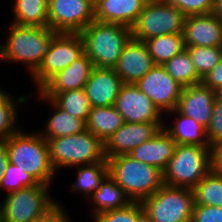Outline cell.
<instances>
[{"mask_svg": "<svg viewBox=\"0 0 222 222\" xmlns=\"http://www.w3.org/2000/svg\"><path fill=\"white\" fill-rule=\"evenodd\" d=\"M171 115L176 114L179 117L170 126H163V129L172 137L177 144L199 145L210 147L206 129L197 123L194 119L181 114L177 109L167 112Z\"/></svg>", "mask_w": 222, "mask_h": 222, "instance_id": "cell-23", "label": "cell"}, {"mask_svg": "<svg viewBox=\"0 0 222 222\" xmlns=\"http://www.w3.org/2000/svg\"><path fill=\"white\" fill-rule=\"evenodd\" d=\"M194 205L222 208V174L212 170L192 189Z\"/></svg>", "mask_w": 222, "mask_h": 222, "instance_id": "cell-31", "label": "cell"}, {"mask_svg": "<svg viewBox=\"0 0 222 222\" xmlns=\"http://www.w3.org/2000/svg\"><path fill=\"white\" fill-rule=\"evenodd\" d=\"M164 123L124 122L105 143V158L129 154L134 148L153 138L163 128Z\"/></svg>", "mask_w": 222, "mask_h": 222, "instance_id": "cell-14", "label": "cell"}, {"mask_svg": "<svg viewBox=\"0 0 222 222\" xmlns=\"http://www.w3.org/2000/svg\"><path fill=\"white\" fill-rule=\"evenodd\" d=\"M89 199L93 201L94 208L91 214L93 219L102 213L123 208L132 202L110 174L105 177Z\"/></svg>", "mask_w": 222, "mask_h": 222, "instance_id": "cell-22", "label": "cell"}, {"mask_svg": "<svg viewBox=\"0 0 222 222\" xmlns=\"http://www.w3.org/2000/svg\"><path fill=\"white\" fill-rule=\"evenodd\" d=\"M50 163L55 170L107 161L104 143L87 129L82 133L47 140Z\"/></svg>", "mask_w": 222, "mask_h": 222, "instance_id": "cell-5", "label": "cell"}, {"mask_svg": "<svg viewBox=\"0 0 222 222\" xmlns=\"http://www.w3.org/2000/svg\"><path fill=\"white\" fill-rule=\"evenodd\" d=\"M176 145L177 143L162 128L153 138L134 148L129 155L156 167L163 173L175 152Z\"/></svg>", "mask_w": 222, "mask_h": 222, "instance_id": "cell-20", "label": "cell"}, {"mask_svg": "<svg viewBox=\"0 0 222 222\" xmlns=\"http://www.w3.org/2000/svg\"><path fill=\"white\" fill-rule=\"evenodd\" d=\"M93 5H96L100 0H89Z\"/></svg>", "mask_w": 222, "mask_h": 222, "instance_id": "cell-45", "label": "cell"}, {"mask_svg": "<svg viewBox=\"0 0 222 222\" xmlns=\"http://www.w3.org/2000/svg\"><path fill=\"white\" fill-rule=\"evenodd\" d=\"M13 24L20 26H48L49 0H13Z\"/></svg>", "mask_w": 222, "mask_h": 222, "instance_id": "cell-26", "label": "cell"}, {"mask_svg": "<svg viewBox=\"0 0 222 222\" xmlns=\"http://www.w3.org/2000/svg\"><path fill=\"white\" fill-rule=\"evenodd\" d=\"M183 35L185 47H222V20L213 13L187 16Z\"/></svg>", "mask_w": 222, "mask_h": 222, "instance_id": "cell-15", "label": "cell"}, {"mask_svg": "<svg viewBox=\"0 0 222 222\" xmlns=\"http://www.w3.org/2000/svg\"><path fill=\"white\" fill-rule=\"evenodd\" d=\"M192 63L203 79L222 60V47H185Z\"/></svg>", "mask_w": 222, "mask_h": 222, "instance_id": "cell-33", "label": "cell"}, {"mask_svg": "<svg viewBox=\"0 0 222 222\" xmlns=\"http://www.w3.org/2000/svg\"><path fill=\"white\" fill-rule=\"evenodd\" d=\"M201 83L212 90L222 85V60L202 79Z\"/></svg>", "mask_w": 222, "mask_h": 222, "instance_id": "cell-40", "label": "cell"}, {"mask_svg": "<svg viewBox=\"0 0 222 222\" xmlns=\"http://www.w3.org/2000/svg\"><path fill=\"white\" fill-rule=\"evenodd\" d=\"M124 122L129 123H164L162 113L149 97L134 84H123L114 105Z\"/></svg>", "mask_w": 222, "mask_h": 222, "instance_id": "cell-13", "label": "cell"}, {"mask_svg": "<svg viewBox=\"0 0 222 222\" xmlns=\"http://www.w3.org/2000/svg\"><path fill=\"white\" fill-rule=\"evenodd\" d=\"M155 65H163L185 50L183 34H168L144 41Z\"/></svg>", "mask_w": 222, "mask_h": 222, "instance_id": "cell-28", "label": "cell"}, {"mask_svg": "<svg viewBox=\"0 0 222 222\" xmlns=\"http://www.w3.org/2000/svg\"><path fill=\"white\" fill-rule=\"evenodd\" d=\"M147 0H100L94 5L96 21L132 28Z\"/></svg>", "mask_w": 222, "mask_h": 222, "instance_id": "cell-21", "label": "cell"}, {"mask_svg": "<svg viewBox=\"0 0 222 222\" xmlns=\"http://www.w3.org/2000/svg\"><path fill=\"white\" fill-rule=\"evenodd\" d=\"M93 222H148L141 202H131L127 206L110 210L96 216Z\"/></svg>", "mask_w": 222, "mask_h": 222, "instance_id": "cell-34", "label": "cell"}, {"mask_svg": "<svg viewBox=\"0 0 222 222\" xmlns=\"http://www.w3.org/2000/svg\"><path fill=\"white\" fill-rule=\"evenodd\" d=\"M191 222H222V208L194 205Z\"/></svg>", "mask_w": 222, "mask_h": 222, "instance_id": "cell-38", "label": "cell"}, {"mask_svg": "<svg viewBox=\"0 0 222 222\" xmlns=\"http://www.w3.org/2000/svg\"><path fill=\"white\" fill-rule=\"evenodd\" d=\"M124 124L115 106L92 107L86 121V129L105 143Z\"/></svg>", "mask_w": 222, "mask_h": 222, "instance_id": "cell-25", "label": "cell"}, {"mask_svg": "<svg viewBox=\"0 0 222 222\" xmlns=\"http://www.w3.org/2000/svg\"><path fill=\"white\" fill-rule=\"evenodd\" d=\"M186 16L165 0H147L131 28L132 38L146 41L168 34H183Z\"/></svg>", "mask_w": 222, "mask_h": 222, "instance_id": "cell-8", "label": "cell"}, {"mask_svg": "<svg viewBox=\"0 0 222 222\" xmlns=\"http://www.w3.org/2000/svg\"><path fill=\"white\" fill-rule=\"evenodd\" d=\"M50 100L61 110L85 123L92 108L84 88L56 93Z\"/></svg>", "mask_w": 222, "mask_h": 222, "instance_id": "cell-29", "label": "cell"}, {"mask_svg": "<svg viewBox=\"0 0 222 222\" xmlns=\"http://www.w3.org/2000/svg\"><path fill=\"white\" fill-rule=\"evenodd\" d=\"M216 100L222 101V85L215 89Z\"/></svg>", "mask_w": 222, "mask_h": 222, "instance_id": "cell-44", "label": "cell"}, {"mask_svg": "<svg viewBox=\"0 0 222 222\" xmlns=\"http://www.w3.org/2000/svg\"><path fill=\"white\" fill-rule=\"evenodd\" d=\"M210 147L222 140V101H214L211 121L206 129Z\"/></svg>", "mask_w": 222, "mask_h": 222, "instance_id": "cell-37", "label": "cell"}, {"mask_svg": "<svg viewBox=\"0 0 222 222\" xmlns=\"http://www.w3.org/2000/svg\"><path fill=\"white\" fill-rule=\"evenodd\" d=\"M109 174L132 202H142L163 185V173L129 154L107 159Z\"/></svg>", "mask_w": 222, "mask_h": 222, "instance_id": "cell-4", "label": "cell"}, {"mask_svg": "<svg viewBox=\"0 0 222 222\" xmlns=\"http://www.w3.org/2000/svg\"><path fill=\"white\" fill-rule=\"evenodd\" d=\"M175 6L186 17L212 13L215 0H165Z\"/></svg>", "mask_w": 222, "mask_h": 222, "instance_id": "cell-36", "label": "cell"}, {"mask_svg": "<svg viewBox=\"0 0 222 222\" xmlns=\"http://www.w3.org/2000/svg\"><path fill=\"white\" fill-rule=\"evenodd\" d=\"M134 85L149 97L164 115L177 108L183 90V87L166 72L162 65H155Z\"/></svg>", "mask_w": 222, "mask_h": 222, "instance_id": "cell-12", "label": "cell"}, {"mask_svg": "<svg viewBox=\"0 0 222 222\" xmlns=\"http://www.w3.org/2000/svg\"><path fill=\"white\" fill-rule=\"evenodd\" d=\"M141 204L148 222H191L194 194L191 189L163 184Z\"/></svg>", "mask_w": 222, "mask_h": 222, "instance_id": "cell-7", "label": "cell"}, {"mask_svg": "<svg viewBox=\"0 0 222 222\" xmlns=\"http://www.w3.org/2000/svg\"><path fill=\"white\" fill-rule=\"evenodd\" d=\"M84 53V42L79 33H56L48 45L42 64L31 76L36 83V91Z\"/></svg>", "mask_w": 222, "mask_h": 222, "instance_id": "cell-10", "label": "cell"}, {"mask_svg": "<svg viewBox=\"0 0 222 222\" xmlns=\"http://www.w3.org/2000/svg\"><path fill=\"white\" fill-rule=\"evenodd\" d=\"M49 187V185L38 183L33 187L6 194L2 199L3 202L0 203V214L3 221H36L57 203V200H54L49 194Z\"/></svg>", "mask_w": 222, "mask_h": 222, "instance_id": "cell-9", "label": "cell"}, {"mask_svg": "<svg viewBox=\"0 0 222 222\" xmlns=\"http://www.w3.org/2000/svg\"><path fill=\"white\" fill-rule=\"evenodd\" d=\"M122 85L114 68L95 67L84 90L91 107L114 106Z\"/></svg>", "mask_w": 222, "mask_h": 222, "instance_id": "cell-19", "label": "cell"}, {"mask_svg": "<svg viewBox=\"0 0 222 222\" xmlns=\"http://www.w3.org/2000/svg\"><path fill=\"white\" fill-rule=\"evenodd\" d=\"M210 171V147L177 144L163 172V184L192 190Z\"/></svg>", "mask_w": 222, "mask_h": 222, "instance_id": "cell-6", "label": "cell"}, {"mask_svg": "<svg viewBox=\"0 0 222 222\" xmlns=\"http://www.w3.org/2000/svg\"><path fill=\"white\" fill-rule=\"evenodd\" d=\"M0 222H4V221H3V219H2V216H1V214H0Z\"/></svg>", "mask_w": 222, "mask_h": 222, "instance_id": "cell-46", "label": "cell"}, {"mask_svg": "<svg viewBox=\"0 0 222 222\" xmlns=\"http://www.w3.org/2000/svg\"><path fill=\"white\" fill-rule=\"evenodd\" d=\"M55 34L49 26H20L12 23L6 42L0 45V59L26 64L32 76L42 64Z\"/></svg>", "mask_w": 222, "mask_h": 222, "instance_id": "cell-1", "label": "cell"}, {"mask_svg": "<svg viewBox=\"0 0 222 222\" xmlns=\"http://www.w3.org/2000/svg\"><path fill=\"white\" fill-rule=\"evenodd\" d=\"M211 170L222 174V140L211 147Z\"/></svg>", "mask_w": 222, "mask_h": 222, "instance_id": "cell-41", "label": "cell"}, {"mask_svg": "<svg viewBox=\"0 0 222 222\" xmlns=\"http://www.w3.org/2000/svg\"><path fill=\"white\" fill-rule=\"evenodd\" d=\"M76 181L72 184L71 191H80L86 199L98 189L101 182L109 174L107 161H100L90 165L77 166Z\"/></svg>", "mask_w": 222, "mask_h": 222, "instance_id": "cell-27", "label": "cell"}, {"mask_svg": "<svg viewBox=\"0 0 222 222\" xmlns=\"http://www.w3.org/2000/svg\"><path fill=\"white\" fill-rule=\"evenodd\" d=\"M9 163L29 173L38 183L49 185L55 175L47 140L38 133H26L21 129L4 141Z\"/></svg>", "mask_w": 222, "mask_h": 222, "instance_id": "cell-2", "label": "cell"}, {"mask_svg": "<svg viewBox=\"0 0 222 222\" xmlns=\"http://www.w3.org/2000/svg\"><path fill=\"white\" fill-rule=\"evenodd\" d=\"M38 182L27 172L18 166L8 163L0 183V191L7 189V194L27 187H33Z\"/></svg>", "mask_w": 222, "mask_h": 222, "instance_id": "cell-35", "label": "cell"}, {"mask_svg": "<svg viewBox=\"0 0 222 222\" xmlns=\"http://www.w3.org/2000/svg\"><path fill=\"white\" fill-rule=\"evenodd\" d=\"M212 13L222 20V0H215Z\"/></svg>", "mask_w": 222, "mask_h": 222, "instance_id": "cell-43", "label": "cell"}, {"mask_svg": "<svg viewBox=\"0 0 222 222\" xmlns=\"http://www.w3.org/2000/svg\"><path fill=\"white\" fill-rule=\"evenodd\" d=\"M67 215L62 204L60 205V203L57 202L34 222H69V217Z\"/></svg>", "mask_w": 222, "mask_h": 222, "instance_id": "cell-39", "label": "cell"}, {"mask_svg": "<svg viewBox=\"0 0 222 222\" xmlns=\"http://www.w3.org/2000/svg\"><path fill=\"white\" fill-rule=\"evenodd\" d=\"M85 54L94 67L114 68L125 46L132 38V30L124 25L94 20L79 33Z\"/></svg>", "mask_w": 222, "mask_h": 222, "instance_id": "cell-3", "label": "cell"}, {"mask_svg": "<svg viewBox=\"0 0 222 222\" xmlns=\"http://www.w3.org/2000/svg\"><path fill=\"white\" fill-rule=\"evenodd\" d=\"M9 163L8 151L4 142H0V183L4 175V170Z\"/></svg>", "mask_w": 222, "mask_h": 222, "instance_id": "cell-42", "label": "cell"}, {"mask_svg": "<svg viewBox=\"0 0 222 222\" xmlns=\"http://www.w3.org/2000/svg\"><path fill=\"white\" fill-rule=\"evenodd\" d=\"M94 68L93 62L84 53L71 65L51 77L38 92L45 99H50L56 93L83 89Z\"/></svg>", "mask_w": 222, "mask_h": 222, "instance_id": "cell-16", "label": "cell"}, {"mask_svg": "<svg viewBox=\"0 0 222 222\" xmlns=\"http://www.w3.org/2000/svg\"><path fill=\"white\" fill-rule=\"evenodd\" d=\"M215 99V90L202 83L183 87L176 109L207 129L211 121Z\"/></svg>", "mask_w": 222, "mask_h": 222, "instance_id": "cell-18", "label": "cell"}, {"mask_svg": "<svg viewBox=\"0 0 222 222\" xmlns=\"http://www.w3.org/2000/svg\"><path fill=\"white\" fill-rule=\"evenodd\" d=\"M155 66L144 41L131 38L125 46L114 70L123 84H135Z\"/></svg>", "mask_w": 222, "mask_h": 222, "instance_id": "cell-17", "label": "cell"}, {"mask_svg": "<svg viewBox=\"0 0 222 222\" xmlns=\"http://www.w3.org/2000/svg\"><path fill=\"white\" fill-rule=\"evenodd\" d=\"M27 97L19 96L15 102L11 95L2 90L0 92V142H4L11 135L16 133L20 128L17 129V106L19 104H25Z\"/></svg>", "mask_w": 222, "mask_h": 222, "instance_id": "cell-32", "label": "cell"}, {"mask_svg": "<svg viewBox=\"0 0 222 222\" xmlns=\"http://www.w3.org/2000/svg\"><path fill=\"white\" fill-rule=\"evenodd\" d=\"M94 20L89 0H49L48 26L56 33H80Z\"/></svg>", "mask_w": 222, "mask_h": 222, "instance_id": "cell-11", "label": "cell"}, {"mask_svg": "<svg viewBox=\"0 0 222 222\" xmlns=\"http://www.w3.org/2000/svg\"><path fill=\"white\" fill-rule=\"evenodd\" d=\"M36 94H38L37 97H40L41 100H45V102L47 101L48 104L53 107V110L55 108V112L49 117L45 129L43 130L45 132H40V135L45 140L75 135L86 130V123L83 120L61 110L50 99H45L38 91Z\"/></svg>", "mask_w": 222, "mask_h": 222, "instance_id": "cell-24", "label": "cell"}, {"mask_svg": "<svg viewBox=\"0 0 222 222\" xmlns=\"http://www.w3.org/2000/svg\"><path fill=\"white\" fill-rule=\"evenodd\" d=\"M162 66L182 87L197 85L202 82V78L198 75L186 49Z\"/></svg>", "mask_w": 222, "mask_h": 222, "instance_id": "cell-30", "label": "cell"}]
</instances>
